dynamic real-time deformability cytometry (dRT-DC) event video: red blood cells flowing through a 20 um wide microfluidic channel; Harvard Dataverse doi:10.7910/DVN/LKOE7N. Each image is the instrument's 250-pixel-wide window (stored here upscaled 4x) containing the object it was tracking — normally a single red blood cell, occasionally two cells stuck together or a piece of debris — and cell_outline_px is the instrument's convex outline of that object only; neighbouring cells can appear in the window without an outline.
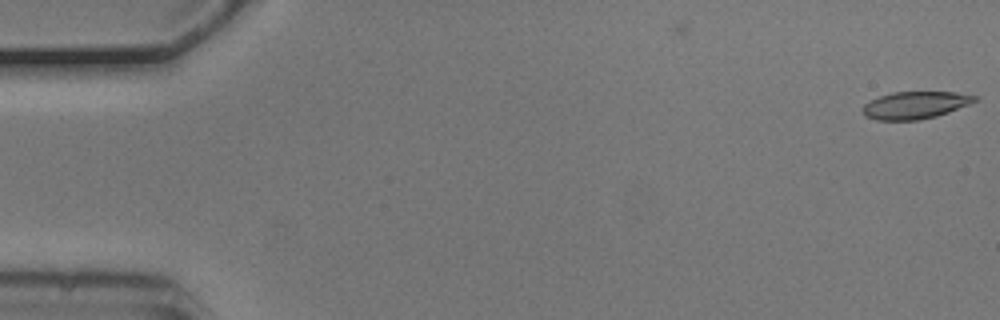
{"species": "common noctule bat (a hibernating species)", "species_latin": "Nyctalus noctula", "temperature_condition": "cold", "stored_images_in_passage": 2, "camera_frame_rate_fps": 3000, "um_per_image_px": 0.085, "animal": {"sex": "male", "body_mass_g": 20.5, "forearm_length_mm": 52.5}, "frame": {"image": 1, "passage_image": 2, "time_ms": 0.333, "image_size_px": [1000, 320], "cell_outline_px": [[980, 96], [976, 100], [968, 104], [948, 112], [936, 116], [916, 120], [876, 120], [864, 116], [860, 108], [864, 104], [880, 96], [892, 92], [956, 92]], "centroid_in_image_um": [77.75, 8.93], "position_along_channel_um": 7.2, "area_um2": 17.8}}